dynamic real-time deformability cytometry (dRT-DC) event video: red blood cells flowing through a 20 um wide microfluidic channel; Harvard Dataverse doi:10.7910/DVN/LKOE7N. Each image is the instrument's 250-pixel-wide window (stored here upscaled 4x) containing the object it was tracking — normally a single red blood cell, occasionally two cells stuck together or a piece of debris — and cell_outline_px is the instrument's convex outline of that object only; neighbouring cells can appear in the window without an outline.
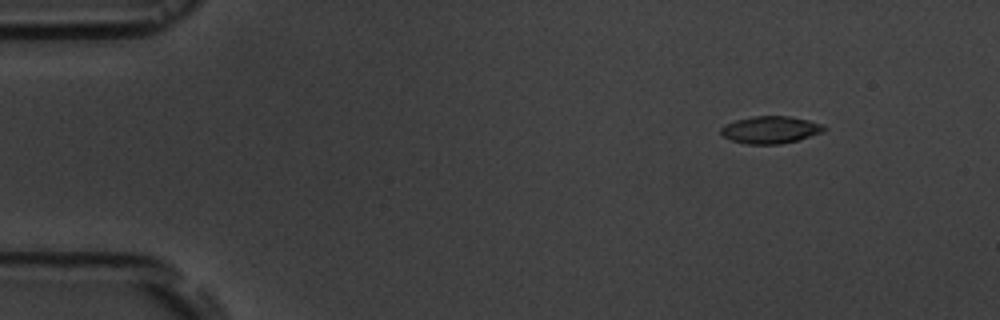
{"species": "common noctule bat (a hibernating species)", "species_latin": "Nyctalus noctula", "temperature_condition": "room temperature", "stored_images_in_passage": 5, "camera_frame_rate_fps": 3000, "um_per_image_px": 0.085, "animal": {"sex": "male", "body_mass_g": 19.5, "forearm_length_mm": 54.6}, "frame": {"image": 1, "passage_image": 2, "time_ms": 1.0, "image_size_px": [1000, 320], "cell_outline_px": [[824, 132], [796, 140], [780, 144], [748, 144], [732, 140], [724, 136], [720, 132], [720, 128], [724, 124], [736, 120], [756, 116], [788, 116], [808, 120], [824, 124]], "centroid_in_image_um": [65.48, 11.03], "position_along_channel_um": 19.5, "area_um2": 16.24}}
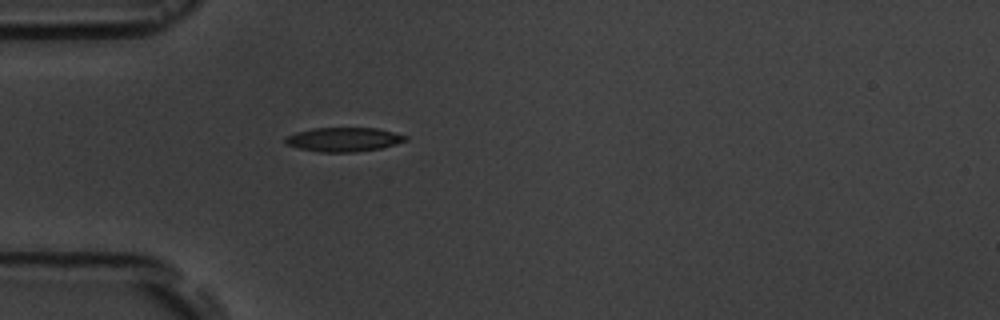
{"frame": {"image": 2, "passage_image": 5, "time_ms": 4.333, "image_size_px": [1000, 320], "cell_outline_px": [[408, 140], [396, 144], [380, 148], [356, 152], [320, 152], [300, 148], [284, 144], [284, 140], [288, 136], [296, 132], [312, 128], [376, 128], [408, 136]], "centroid_in_image_um": [29.21, 11.85], "position_along_channel_um": 55.8, "area_um2": 16.82}}